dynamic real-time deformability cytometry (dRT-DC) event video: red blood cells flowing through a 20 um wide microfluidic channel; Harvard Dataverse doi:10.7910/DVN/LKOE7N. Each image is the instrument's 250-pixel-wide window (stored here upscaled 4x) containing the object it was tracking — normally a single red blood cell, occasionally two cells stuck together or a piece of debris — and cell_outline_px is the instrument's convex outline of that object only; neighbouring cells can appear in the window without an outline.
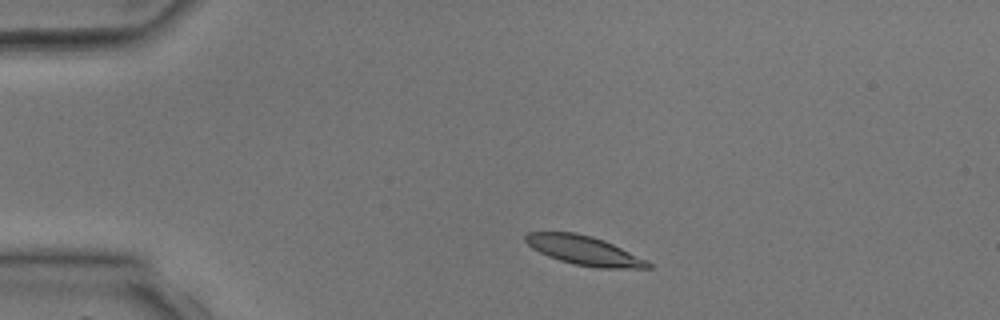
{"species": "common noctule bat (a hibernating species)", "species_latin": "Nyctalus noctula", "temperature_condition": "room temperature", "stored_images_in_passage": 2, "camera_frame_rate_fps": 3000, "um_per_image_px": 0.085, "animal": {"sex": "male", "body_mass_g": 17.9, "forearm_length_mm": 54.2}, "frame": {"image": 1, "passage_image": 1, "time_ms": 0.0, "image_size_px": [1000, 320], "cell_outline_px": [[652, 268], [596, 268], [572, 264], [548, 256], [532, 248], [524, 240], [524, 236], [528, 232], [576, 232], [592, 236], [604, 240], [648, 260], [652, 264]], "centroid_in_image_um": [49.66, 21.29], "position_along_channel_um": 35.3, "area_um2": 20.92}}